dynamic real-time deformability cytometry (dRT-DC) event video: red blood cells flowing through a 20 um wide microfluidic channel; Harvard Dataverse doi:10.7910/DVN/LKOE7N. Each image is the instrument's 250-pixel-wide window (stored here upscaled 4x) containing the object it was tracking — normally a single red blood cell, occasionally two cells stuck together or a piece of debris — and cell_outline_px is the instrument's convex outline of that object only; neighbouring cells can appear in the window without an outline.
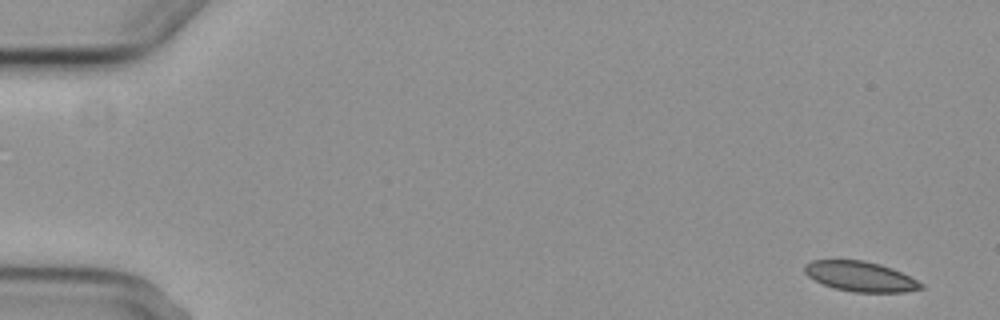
{"species": "common noctule bat (a hibernating species)", "species_latin": "Nyctalus noctula", "temperature_condition": "cold", "stored_images_in_passage": 4, "camera_frame_rate_fps": 3000, "um_per_image_px": 0.085, "animal": {"sex": "female", "body_mass_g": 29.2, "forearm_length_mm": 56.3}, "frame": {"image": 1, "passage_image": 1, "time_ms": 0.0, "image_size_px": [1000, 320], "cell_outline_px": [[924, 288], [904, 292], [852, 292], [836, 288], [824, 284], [808, 276], [804, 272], [804, 264], [812, 260], [864, 260], [880, 264], [892, 268], [924, 284]], "centroid_in_image_um": [73.13, 23.49], "position_along_channel_um": 11.9, "area_um2": 20.23}}